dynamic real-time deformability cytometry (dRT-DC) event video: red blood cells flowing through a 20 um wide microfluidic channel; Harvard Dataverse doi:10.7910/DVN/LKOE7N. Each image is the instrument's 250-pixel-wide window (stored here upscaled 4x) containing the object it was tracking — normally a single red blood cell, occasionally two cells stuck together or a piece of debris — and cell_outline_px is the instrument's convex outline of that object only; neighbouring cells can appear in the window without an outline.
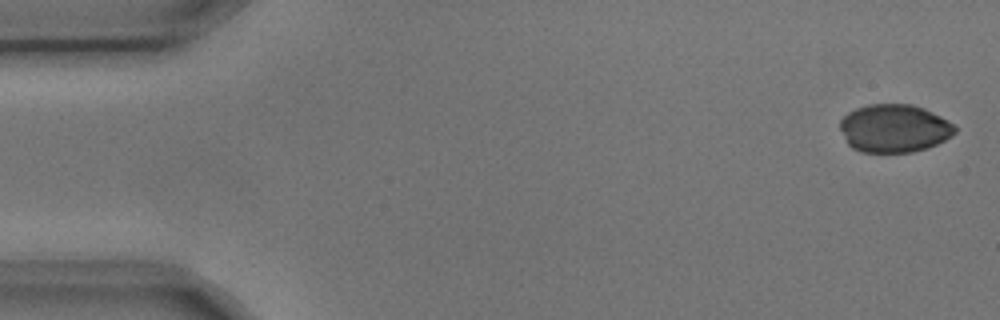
{"species": "common noctule bat (a hibernating species)", "species_latin": "Nyctalus noctula", "temperature_condition": "cold", "stored_images_in_passage": 4, "camera_frame_rate_fps": 3000, "um_per_image_px": 0.085, "animal": {"sex": "male", "body_mass_g": 17.9, "forearm_length_mm": 54.2}, "frame": {"image": 1, "passage_image": 1, "time_ms": 0.0, "image_size_px": [1000, 320], "cell_outline_px": [[956, 132], [952, 136], [936, 144], [912, 152], [860, 152], [852, 148], [848, 144], [840, 128], [840, 120], [848, 112], [856, 108], [868, 104], [912, 104], [924, 108], [948, 120], [956, 128]], "centroid_in_image_um": [75.99, 10.9], "position_along_channel_um": 9.0, "area_um2": 32.14}}
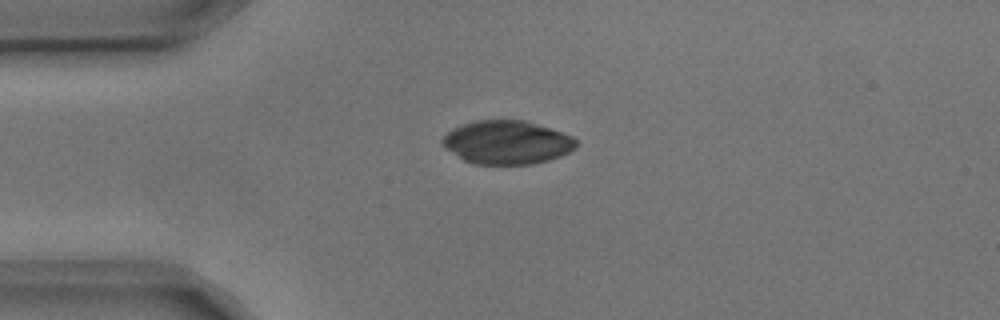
{"frame": {"image": 2, "passage_image": 4, "time_ms": 1.0, "image_size_px": [1000, 320], "cell_outline_px": [[576, 148], [560, 156], [548, 160], [532, 164], [476, 164], [464, 160], [444, 148], [440, 140], [452, 128], [476, 120], [524, 120], [572, 136], [576, 140]], "centroid_in_image_um": [43.06, 12.1], "position_along_channel_um": 41.9, "area_um2": 33.7}}